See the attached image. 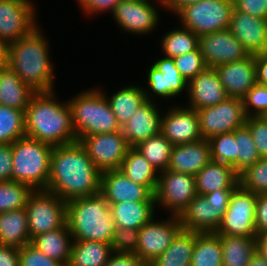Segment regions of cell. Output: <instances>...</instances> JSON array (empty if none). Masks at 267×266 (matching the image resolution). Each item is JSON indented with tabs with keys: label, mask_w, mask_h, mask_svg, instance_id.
I'll list each match as a JSON object with an SVG mask.
<instances>
[{
	"label": "cell",
	"mask_w": 267,
	"mask_h": 266,
	"mask_svg": "<svg viewBox=\"0 0 267 266\" xmlns=\"http://www.w3.org/2000/svg\"><path fill=\"white\" fill-rule=\"evenodd\" d=\"M102 173L79 142L53 147L46 190L60 199L72 200L101 191Z\"/></svg>",
	"instance_id": "obj_1"
},
{
	"label": "cell",
	"mask_w": 267,
	"mask_h": 266,
	"mask_svg": "<svg viewBox=\"0 0 267 266\" xmlns=\"http://www.w3.org/2000/svg\"><path fill=\"white\" fill-rule=\"evenodd\" d=\"M56 92H35L25 110L26 136L53 147L78 141L67 100L60 102Z\"/></svg>",
	"instance_id": "obj_2"
},
{
	"label": "cell",
	"mask_w": 267,
	"mask_h": 266,
	"mask_svg": "<svg viewBox=\"0 0 267 266\" xmlns=\"http://www.w3.org/2000/svg\"><path fill=\"white\" fill-rule=\"evenodd\" d=\"M42 32L38 25L27 36L10 43L6 63L35 92L57 90L51 45Z\"/></svg>",
	"instance_id": "obj_3"
},
{
	"label": "cell",
	"mask_w": 267,
	"mask_h": 266,
	"mask_svg": "<svg viewBox=\"0 0 267 266\" xmlns=\"http://www.w3.org/2000/svg\"><path fill=\"white\" fill-rule=\"evenodd\" d=\"M66 207L67 225L73 240L111 244L116 226L110 206L101 192L68 200Z\"/></svg>",
	"instance_id": "obj_4"
},
{
	"label": "cell",
	"mask_w": 267,
	"mask_h": 266,
	"mask_svg": "<svg viewBox=\"0 0 267 266\" xmlns=\"http://www.w3.org/2000/svg\"><path fill=\"white\" fill-rule=\"evenodd\" d=\"M67 103L78 140L84 136L121 131L108 100L98 87L82 90Z\"/></svg>",
	"instance_id": "obj_5"
},
{
	"label": "cell",
	"mask_w": 267,
	"mask_h": 266,
	"mask_svg": "<svg viewBox=\"0 0 267 266\" xmlns=\"http://www.w3.org/2000/svg\"><path fill=\"white\" fill-rule=\"evenodd\" d=\"M53 146L24 136L12 144V181L46 190Z\"/></svg>",
	"instance_id": "obj_6"
},
{
	"label": "cell",
	"mask_w": 267,
	"mask_h": 266,
	"mask_svg": "<svg viewBox=\"0 0 267 266\" xmlns=\"http://www.w3.org/2000/svg\"><path fill=\"white\" fill-rule=\"evenodd\" d=\"M233 7L230 0H200L183 6L174 15L179 25L200 36L228 29Z\"/></svg>",
	"instance_id": "obj_7"
},
{
	"label": "cell",
	"mask_w": 267,
	"mask_h": 266,
	"mask_svg": "<svg viewBox=\"0 0 267 266\" xmlns=\"http://www.w3.org/2000/svg\"><path fill=\"white\" fill-rule=\"evenodd\" d=\"M66 201L47 190H34L25 207L29 235L33 237L67 224Z\"/></svg>",
	"instance_id": "obj_8"
},
{
	"label": "cell",
	"mask_w": 267,
	"mask_h": 266,
	"mask_svg": "<svg viewBox=\"0 0 267 266\" xmlns=\"http://www.w3.org/2000/svg\"><path fill=\"white\" fill-rule=\"evenodd\" d=\"M162 8L161 0H120L111 16L123 34L146 36L158 28Z\"/></svg>",
	"instance_id": "obj_9"
},
{
	"label": "cell",
	"mask_w": 267,
	"mask_h": 266,
	"mask_svg": "<svg viewBox=\"0 0 267 266\" xmlns=\"http://www.w3.org/2000/svg\"><path fill=\"white\" fill-rule=\"evenodd\" d=\"M195 176L170 170L159 172L154 192L156 207L180 216L189 203L197 196Z\"/></svg>",
	"instance_id": "obj_10"
},
{
	"label": "cell",
	"mask_w": 267,
	"mask_h": 266,
	"mask_svg": "<svg viewBox=\"0 0 267 266\" xmlns=\"http://www.w3.org/2000/svg\"><path fill=\"white\" fill-rule=\"evenodd\" d=\"M257 194L238 185L232 192L216 234L256 237Z\"/></svg>",
	"instance_id": "obj_11"
},
{
	"label": "cell",
	"mask_w": 267,
	"mask_h": 266,
	"mask_svg": "<svg viewBox=\"0 0 267 266\" xmlns=\"http://www.w3.org/2000/svg\"><path fill=\"white\" fill-rule=\"evenodd\" d=\"M157 59L148 68L145 83L147 86H142L146 99L157 102L160 98V103L163 99L170 101L182 93L187 94L188 82L178 71L173 58L162 56Z\"/></svg>",
	"instance_id": "obj_12"
},
{
	"label": "cell",
	"mask_w": 267,
	"mask_h": 266,
	"mask_svg": "<svg viewBox=\"0 0 267 266\" xmlns=\"http://www.w3.org/2000/svg\"><path fill=\"white\" fill-rule=\"evenodd\" d=\"M201 136L205 140L230 133L246 124L242 99L228 97L217 105L197 110Z\"/></svg>",
	"instance_id": "obj_13"
},
{
	"label": "cell",
	"mask_w": 267,
	"mask_h": 266,
	"mask_svg": "<svg viewBox=\"0 0 267 266\" xmlns=\"http://www.w3.org/2000/svg\"><path fill=\"white\" fill-rule=\"evenodd\" d=\"M154 216L139 229L136 255L145 263L152 262L160 256L172 243L174 237L182 229L177 215H167L165 219Z\"/></svg>",
	"instance_id": "obj_14"
},
{
	"label": "cell",
	"mask_w": 267,
	"mask_h": 266,
	"mask_svg": "<svg viewBox=\"0 0 267 266\" xmlns=\"http://www.w3.org/2000/svg\"><path fill=\"white\" fill-rule=\"evenodd\" d=\"M78 141L101 173L120 169L131 148L122 131L84 136Z\"/></svg>",
	"instance_id": "obj_15"
},
{
	"label": "cell",
	"mask_w": 267,
	"mask_h": 266,
	"mask_svg": "<svg viewBox=\"0 0 267 266\" xmlns=\"http://www.w3.org/2000/svg\"><path fill=\"white\" fill-rule=\"evenodd\" d=\"M34 4L32 0H0V37L5 42L27 36L40 25Z\"/></svg>",
	"instance_id": "obj_16"
},
{
	"label": "cell",
	"mask_w": 267,
	"mask_h": 266,
	"mask_svg": "<svg viewBox=\"0 0 267 266\" xmlns=\"http://www.w3.org/2000/svg\"><path fill=\"white\" fill-rule=\"evenodd\" d=\"M162 114L161 133L173 145L186 144L203 139L197 110L182 104L168 106Z\"/></svg>",
	"instance_id": "obj_17"
},
{
	"label": "cell",
	"mask_w": 267,
	"mask_h": 266,
	"mask_svg": "<svg viewBox=\"0 0 267 266\" xmlns=\"http://www.w3.org/2000/svg\"><path fill=\"white\" fill-rule=\"evenodd\" d=\"M198 47L207 67L240 61L249 56L229 28L200 35Z\"/></svg>",
	"instance_id": "obj_18"
},
{
	"label": "cell",
	"mask_w": 267,
	"mask_h": 266,
	"mask_svg": "<svg viewBox=\"0 0 267 266\" xmlns=\"http://www.w3.org/2000/svg\"><path fill=\"white\" fill-rule=\"evenodd\" d=\"M229 29L249 55L267 54V19L248 15L233 7Z\"/></svg>",
	"instance_id": "obj_19"
},
{
	"label": "cell",
	"mask_w": 267,
	"mask_h": 266,
	"mask_svg": "<svg viewBox=\"0 0 267 266\" xmlns=\"http://www.w3.org/2000/svg\"><path fill=\"white\" fill-rule=\"evenodd\" d=\"M108 204L122 202H156L144 185L135 183L119 169L105 171L101 175V191Z\"/></svg>",
	"instance_id": "obj_20"
},
{
	"label": "cell",
	"mask_w": 267,
	"mask_h": 266,
	"mask_svg": "<svg viewBox=\"0 0 267 266\" xmlns=\"http://www.w3.org/2000/svg\"><path fill=\"white\" fill-rule=\"evenodd\" d=\"M186 107L201 109L223 102L228 95L214 67H206L188 82Z\"/></svg>",
	"instance_id": "obj_21"
},
{
	"label": "cell",
	"mask_w": 267,
	"mask_h": 266,
	"mask_svg": "<svg viewBox=\"0 0 267 266\" xmlns=\"http://www.w3.org/2000/svg\"><path fill=\"white\" fill-rule=\"evenodd\" d=\"M161 106V103L146 100L121 127L130 147H135L140 142L161 132V119L165 112H161Z\"/></svg>",
	"instance_id": "obj_22"
},
{
	"label": "cell",
	"mask_w": 267,
	"mask_h": 266,
	"mask_svg": "<svg viewBox=\"0 0 267 266\" xmlns=\"http://www.w3.org/2000/svg\"><path fill=\"white\" fill-rule=\"evenodd\" d=\"M214 68L228 97L242 99L256 84L255 55Z\"/></svg>",
	"instance_id": "obj_23"
},
{
	"label": "cell",
	"mask_w": 267,
	"mask_h": 266,
	"mask_svg": "<svg viewBox=\"0 0 267 266\" xmlns=\"http://www.w3.org/2000/svg\"><path fill=\"white\" fill-rule=\"evenodd\" d=\"M211 160L208 140L173 145L168 170L195 176Z\"/></svg>",
	"instance_id": "obj_24"
},
{
	"label": "cell",
	"mask_w": 267,
	"mask_h": 266,
	"mask_svg": "<svg viewBox=\"0 0 267 266\" xmlns=\"http://www.w3.org/2000/svg\"><path fill=\"white\" fill-rule=\"evenodd\" d=\"M195 185L200 196L216 190H234L239 185V174L232 166L211 160L195 175Z\"/></svg>",
	"instance_id": "obj_25"
},
{
	"label": "cell",
	"mask_w": 267,
	"mask_h": 266,
	"mask_svg": "<svg viewBox=\"0 0 267 266\" xmlns=\"http://www.w3.org/2000/svg\"><path fill=\"white\" fill-rule=\"evenodd\" d=\"M182 229L207 233L216 232L222 217L214 215V210L203 196L197 195L179 216Z\"/></svg>",
	"instance_id": "obj_26"
},
{
	"label": "cell",
	"mask_w": 267,
	"mask_h": 266,
	"mask_svg": "<svg viewBox=\"0 0 267 266\" xmlns=\"http://www.w3.org/2000/svg\"><path fill=\"white\" fill-rule=\"evenodd\" d=\"M108 100L119 125L122 127L147 100L144 90L140 85L128 84L122 86L111 94L105 93L101 86H97Z\"/></svg>",
	"instance_id": "obj_27"
},
{
	"label": "cell",
	"mask_w": 267,
	"mask_h": 266,
	"mask_svg": "<svg viewBox=\"0 0 267 266\" xmlns=\"http://www.w3.org/2000/svg\"><path fill=\"white\" fill-rule=\"evenodd\" d=\"M115 226L139 230L157 216L156 202H122L109 204Z\"/></svg>",
	"instance_id": "obj_28"
},
{
	"label": "cell",
	"mask_w": 267,
	"mask_h": 266,
	"mask_svg": "<svg viewBox=\"0 0 267 266\" xmlns=\"http://www.w3.org/2000/svg\"><path fill=\"white\" fill-rule=\"evenodd\" d=\"M31 243L50 259L68 265L73 237L67 224L33 237Z\"/></svg>",
	"instance_id": "obj_29"
},
{
	"label": "cell",
	"mask_w": 267,
	"mask_h": 266,
	"mask_svg": "<svg viewBox=\"0 0 267 266\" xmlns=\"http://www.w3.org/2000/svg\"><path fill=\"white\" fill-rule=\"evenodd\" d=\"M35 91L6 64L0 71V104L26 110Z\"/></svg>",
	"instance_id": "obj_30"
},
{
	"label": "cell",
	"mask_w": 267,
	"mask_h": 266,
	"mask_svg": "<svg viewBox=\"0 0 267 266\" xmlns=\"http://www.w3.org/2000/svg\"><path fill=\"white\" fill-rule=\"evenodd\" d=\"M30 243L25 208L0 213V245L20 248Z\"/></svg>",
	"instance_id": "obj_31"
},
{
	"label": "cell",
	"mask_w": 267,
	"mask_h": 266,
	"mask_svg": "<svg viewBox=\"0 0 267 266\" xmlns=\"http://www.w3.org/2000/svg\"><path fill=\"white\" fill-rule=\"evenodd\" d=\"M223 266H248L256 253V237L218 234Z\"/></svg>",
	"instance_id": "obj_32"
},
{
	"label": "cell",
	"mask_w": 267,
	"mask_h": 266,
	"mask_svg": "<svg viewBox=\"0 0 267 266\" xmlns=\"http://www.w3.org/2000/svg\"><path fill=\"white\" fill-rule=\"evenodd\" d=\"M112 253L111 244L100 241L73 240L67 266H105Z\"/></svg>",
	"instance_id": "obj_33"
},
{
	"label": "cell",
	"mask_w": 267,
	"mask_h": 266,
	"mask_svg": "<svg viewBox=\"0 0 267 266\" xmlns=\"http://www.w3.org/2000/svg\"><path fill=\"white\" fill-rule=\"evenodd\" d=\"M196 232L181 229L171 245L155 260L156 266H190Z\"/></svg>",
	"instance_id": "obj_34"
},
{
	"label": "cell",
	"mask_w": 267,
	"mask_h": 266,
	"mask_svg": "<svg viewBox=\"0 0 267 266\" xmlns=\"http://www.w3.org/2000/svg\"><path fill=\"white\" fill-rule=\"evenodd\" d=\"M119 170L131 181L144 185L154 194L159 173L134 147L128 150Z\"/></svg>",
	"instance_id": "obj_35"
},
{
	"label": "cell",
	"mask_w": 267,
	"mask_h": 266,
	"mask_svg": "<svg viewBox=\"0 0 267 266\" xmlns=\"http://www.w3.org/2000/svg\"><path fill=\"white\" fill-rule=\"evenodd\" d=\"M190 266H223L222 245L215 232H196Z\"/></svg>",
	"instance_id": "obj_36"
},
{
	"label": "cell",
	"mask_w": 267,
	"mask_h": 266,
	"mask_svg": "<svg viewBox=\"0 0 267 266\" xmlns=\"http://www.w3.org/2000/svg\"><path fill=\"white\" fill-rule=\"evenodd\" d=\"M160 38L161 53L164 57L176 58L198 48L199 36L191 30L178 26L168 30ZM162 39V40H161Z\"/></svg>",
	"instance_id": "obj_37"
},
{
	"label": "cell",
	"mask_w": 267,
	"mask_h": 266,
	"mask_svg": "<svg viewBox=\"0 0 267 266\" xmlns=\"http://www.w3.org/2000/svg\"><path fill=\"white\" fill-rule=\"evenodd\" d=\"M173 144L160 132L159 134L140 142L134 148L159 173L168 169Z\"/></svg>",
	"instance_id": "obj_38"
},
{
	"label": "cell",
	"mask_w": 267,
	"mask_h": 266,
	"mask_svg": "<svg viewBox=\"0 0 267 266\" xmlns=\"http://www.w3.org/2000/svg\"><path fill=\"white\" fill-rule=\"evenodd\" d=\"M24 136L25 111L0 104V144H13Z\"/></svg>",
	"instance_id": "obj_39"
},
{
	"label": "cell",
	"mask_w": 267,
	"mask_h": 266,
	"mask_svg": "<svg viewBox=\"0 0 267 266\" xmlns=\"http://www.w3.org/2000/svg\"><path fill=\"white\" fill-rule=\"evenodd\" d=\"M33 191L30 186L21 182L0 181V213L25 208Z\"/></svg>",
	"instance_id": "obj_40"
},
{
	"label": "cell",
	"mask_w": 267,
	"mask_h": 266,
	"mask_svg": "<svg viewBox=\"0 0 267 266\" xmlns=\"http://www.w3.org/2000/svg\"><path fill=\"white\" fill-rule=\"evenodd\" d=\"M212 161L221 162L233 167L237 172V142L235 130L223 133L208 140Z\"/></svg>",
	"instance_id": "obj_41"
},
{
	"label": "cell",
	"mask_w": 267,
	"mask_h": 266,
	"mask_svg": "<svg viewBox=\"0 0 267 266\" xmlns=\"http://www.w3.org/2000/svg\"><path fill=\"white\" fill-rule=\"evenodd\" d=\"M235 140L237 142V173L240 174L249 166L254 165L261 157L246 125L235 130Z\"/></svg>",
	"instance_id": "obj_42"
},
{
	"label": "cell",
	"mask_w": 267,
	"mask_h": 266,
	"mask_svg": "<svg viewBox=\"0 0 267 266\" xmlns=\"http://www.w3.org/2000/svg\"><path fill=\"white\" fill-rule=\"evenodd\" d=\"M239 185L254 194H267V157L260 158L239 174Z\"/></svg>",
	"instance_id": "obj_43"
},
{
	"label": "cell",
	"mask_w": 267,
	"mask_h": 266,
	"mask_svg": "<svg viewBox=\"0 0 267 266\" xmlns=\"http://www.w3.org/2000/svg\"><path fill=\"white\" fill-rule=\"evenodd\" d=\"M245 114L248 117H261L267 114V85L256 83L242 98Z\"/></svg>",
	"instance_id": "obj_44"
},
{
	"label": "cell",
	"mask_w": 267,
	"mask_h": 266,
	"mask_svg": "<svg viewBox=\"0 0 267 266\" xmlns=\"http://www.w3.org/2000/svg\"><path fill=\"white\" fill-rule=\"evenodd\" d=\"M173 61L187 82H190L198 73L207 67L199 47L196 50L173 58Z\"/></svg>",
	"instance_id": "obj_45"
},
{
	"label": "cell",
	"mask_w": 267,
	"mask_h": 266,
	"mask_svg": "<svg viewBox=\"0 0 267 266\" xmlns=\"http://www.w3.org/2000/svg\"><path fill=\"white\" fill-rule=\"evenodd\" d=\"M139 230L115 227L111 246L116 253H136Z\"/></svg>",
	"instance_id": "obj_46"
},
{
	"label": "cell",
	"mask_w": 267,
	"mask_h": 266,
	"mask_svg": "<svg viewBox=\"0 0 267 266\" xmlns=\"http://www.w3.org/2000/svg\"><path fill=\"white\" fill-rule=\"evenodd\" d=\"M245 125L249 128L259 156L267 157V118L248 117Z\"/></svg>",
	"instance_id": "obj_47"
},
{
	"label": "cell",
	"mask_w": 267,
	"mask_h": 266,
	"mask_svg": "<svg viewBox=\"0 0 267 266\" xmlns=\"http://www.w3.org/2000/svg\"><path fill=\"white\" fill-rule=\"evenodd\" d=\"M19 266H66L47 257L32 243L19 248Z\"/></svg>",
	"instance_id": "obj_48"
},
{
	"label": "cell",
	"mask_w": 267,
	"mask_h": 266,
	"mask_svg": "<svg viewBox=\"0 0 267 266\" xmlns=\"http://www.w3.org/2000/svg\"><path fill=\"white\" fill-rule=\"evenodd\" d=\"M78 7H80L83 14L87 17L98 16L101 13H110L114 12L117 4L120 0H76Z\"/></svg>",
	"instance_id": "obj_49"
},
{
	"label": "cell",
	"mask_w": 267,
	"mask_h": 266,
	"mask_svg": "<svg viewBox=\"0 0 267 266\" xmlns=\"http://www.w3.org/2000/svg\"><path fill=\"white\" fill-rule=\"evenodd\" d=\"M234 7L248 15L267 19V0H238Z\"/></svg>",
	"instance_id": "obj_50"
},
{
	"label": "cell",
	"mask_w": 267,
	"mask_h": 266,
	"mask_svg": "<svg viewBox=\"0 0 267 266\" xmlns=\"http://www.w3.org/2000/svg\"><path fill=\"white\" fill-rule=\"evenodd\" d=\"M234 190H216L203 195L209 205L213 207L214 215L223 217L228 208L230 196Z\"/></svg>",
	"instance_id": "obj_51"
},
{
	"label": "cell",
	"mask_w": 267,
	"mask_h": 266,
	"mask_svg": "<svg viewBox=\"0 0 267 266\" xmlns=\"http://www.w3.org/2000/svg\"><path fill=\"white\" fill-rule=\"evenodd\" d=\"M12 144H0V181L12 180Z\"/></svg>",
	"instance_id": "obj_52"
},
{
	"label": "cell",
	"mask_w": 267,
	"mask_h": 266,
	"mask_svg": "<svg viewBox=\"0 0 267 266\" xmlns=\"http://www.w3.org/2000/svg\"><path fill=\"white\" fill-rule=\"evenodd\" d=\"M255 226L256 234L267 232V194L257 195Z\"/></svg>",
	"instance_id": "obj_53"
},
{
	"label": "cell",
	"mask_w": 267,
	"mask_h": 266,
	"mask_svg": "<svg viewBox=\"0 0 267 266\" xmlns=\"http://www.w3.org/2000/svg\"><path fill=\"white\" fill-rule=\"evenodd\" d=\"M144 262L135 253L113 252L105 266H143Z\"/></svg>",
	"instance_id": "obj_54"
},
{
	"label": "cell",
	"mask_w": 267,
	"mask_h": 266,
	"mask_svg": "<svg viewBox=\"0 0 267 266\" xmlns=\"http://www.w3.org/2000/svg\"><path fill=\"white\" fill-rule=\"evenodd\" d=\"M0 266H19V248L0 245Z\"/></svg>",
	"instance_id": "obj_55"
},
{
	"label": "cell",
	"mask_w": 267,
	"mask_h": 266,
	"mask_svg": "<svg viewBox=\"0 0 267 266\" xmlns=\"http://www.w3.org/2000/svg\"><path fill=\"white\" fill-rule=\"evenodd\" d=\"M256 83L267 85V54L255 55Z\"/></svg>",
	"instance_id": "obj_56"
},
{
	"label": "cell",
	"mask_w": 267,
	"mask_h": 266,
	"mask_svg": "<svg viewBox=\"0 0 267 266\" xmlns=\"http://www.w3.org/2000/svg\"><path fill=\"white\" fill-rule=\"evenodd\" d=\"M198 1L200 0H161L163 9L166 10V12H172L173 15L183 6L196 3Z\"/></svg>",
	"instance_id": "obj_57"
},
{
	"label": "cell",
	"mask_w": 267,
	"mask_h": 266,
	"mask_svg": "<svg viewBox=\"0 0 267 266\" xmlns=\"http://www.w3.org/2000/svg\"><path fill=\"white\" fill-rule=\"evenodd\" d=\"M256 252L267 260V232L256 235Z\"/></svg>",
	"instance_id": "obj_58"
},
{
	"label": "cell",
	"mask_w": 267,
	"mask_h": 266,
	"mask_svg": "<svg viewBox=\"0 0 267 266\" xmlns=\"http://www.w3.org/2000/svg\"><path fill=\"white\" fill-rule=\"evenodd\" d=\"M248 266H267V260L256 252Z\"/></svg>",
	"instance_id": "obj_59"
},
{
	"label": "cell",
	"mask_w": 267,
	"mask_h": 266,
	"mask_svg": "<svg viewBox=\"0 0 267 266\" xmlns=\"http://www.w3.org/2000/svg\"><path fill=\"white\" fill-rule=\"evenodd\" d=\"M9 44L0 37V59L8 60Z\"/></svg>",
	"instance_id": "obj_60"
},
{
	"label": "cell",
	"mask_w": 267,
	"mask_h": 266,
	"mask_svg": "<svg viewBox=\"0 0 267 266\" xmlns=\"http://www.w3.org/2000/svg\"><path fill=\"white\" fill-rule=\"evenodd\" d=\"M7 61L5 59H0V71L5 67Z\"/></svg>",
	"instance_id": "obj_61"
},
{
	"label": "cell",
	"mask_w": 267,
	"mask_h": 266,
	"mask_svg": "<svg viewBox=\"0 0 267 266\" xmlns=\"http://www.w3.org/2000/svg\"><path fill=\"white\" fill-rule=\"evenodd\" d=\"M143 266H156L155 264H153L152 262H145L143 264Z\"/></svg>",
	"instance_id": "obj_62"
},
{
	"label": "cell",
	"mask_w": 267,
	"mask_h": 266,
	"mask_svg": "<svg viewBox=\"0 0 267 266\" xmlns=\"http://www.w3.org/2000/svg\"><path fill=\"white\" fill-rule=\"evenodd\" d=\"M236 1H238V0H230V2H232L233 4H234Z\"/></svg>",
	"instance_id": "obj_63"
}]
</instances>
